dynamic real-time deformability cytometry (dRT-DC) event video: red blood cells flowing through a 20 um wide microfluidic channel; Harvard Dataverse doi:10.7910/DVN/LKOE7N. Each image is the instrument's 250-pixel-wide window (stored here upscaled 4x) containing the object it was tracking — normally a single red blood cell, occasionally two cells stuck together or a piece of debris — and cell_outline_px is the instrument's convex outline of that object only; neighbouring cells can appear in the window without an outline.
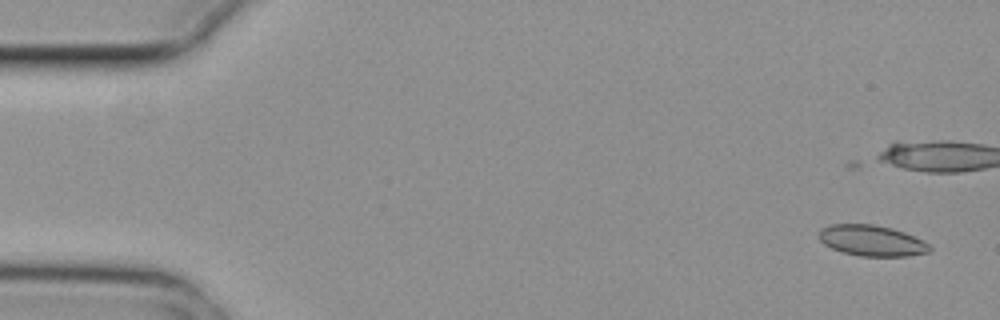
{"species": "common noctule bat (a hibernating species)", "species_latin": "Nyctalus noctula", "temperature_condition": "cold", "stored_images_in_passage": 7, "camera_frame_rate_fps": 3000, "um_per_image_px": 0.085, "animal": {"sex": "female", "body_mass_g": 29.2, "forearm_length_mm": 56.3}, "frame": {"image": 1, "passage_image": 2, "time_ms": 0.333, "image_size_px": [1000, 320], "cell_outline_px": [[932, 248], [928, 252], [908, 256], [860, 256], [844, 252], [832, 248], [824, 244], [820, 240], [820, 228], [832, 224], [872, 224], [892, 228], [904, 232], [928, 244]], "centroid_in_image_um": [74.08, 20.45], "position_along_channel_um": 10.9, "area_um2": 19.65}}
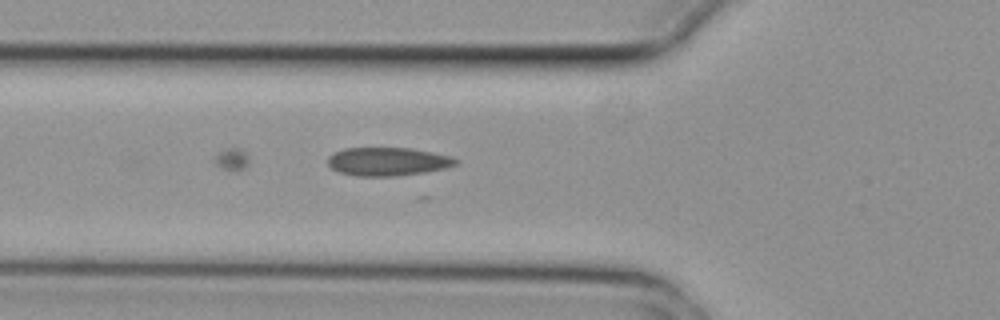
{"frame": {"image": 2, "passage_image": 7, "time_ms": 2.0, "image_size_px": [1000, 320], "cell_outline_px": [[460, 160], [456, 164], [444, 168], [424, 172], [396, 176], [356, 176], [340, 172], [332, 168], [328, 164], [328, 156], [344, 148], [412, 148], [452, 156]], "centroid_in_image_um": [32.97, 13.73], "position_along_channel_um": 92.8, "area_um2": 21.1}}